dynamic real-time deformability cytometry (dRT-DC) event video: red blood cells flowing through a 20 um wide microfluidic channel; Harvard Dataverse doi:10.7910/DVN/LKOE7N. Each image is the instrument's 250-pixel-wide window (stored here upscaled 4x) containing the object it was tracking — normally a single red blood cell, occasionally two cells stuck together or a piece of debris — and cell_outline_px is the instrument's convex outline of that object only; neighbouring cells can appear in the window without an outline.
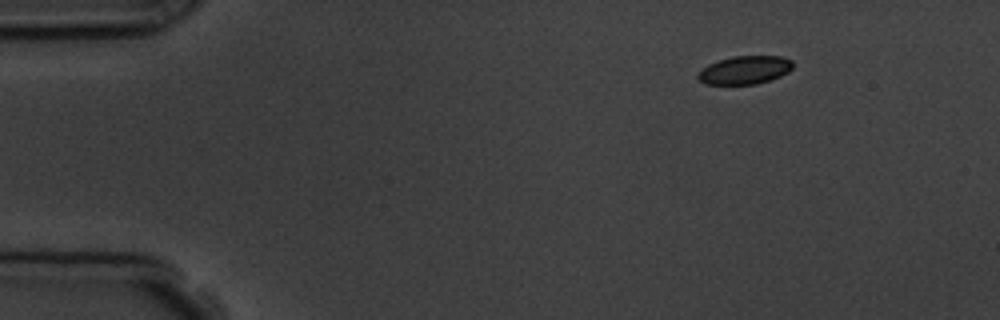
{"species": "common noctule bat (a hibernating species)", "species_latin": "Nyctalus noctula", "temperature_condition": "room temperature", "stored_images_in_passage": 4, "camera_frame_rate_fps": 3000, "um_per_image_px": 0.085, "animal": {"sex": "male", "body_mass_g": 19.5, "forearm_length_mm": 54.6}, "frame": {"image": 1, "passage_image": 1, "time_ms": 0.0, "image_size_px": [1000, 320], "cell_outline_px": [[792, 68], [788, 72], [772, 80], [756, 84], [704, 84], [696, 76], [696, 72], [708, 64], [732, 56], [780, 56], [792, 60]], "centroid_in_image_um": [63.28, 5.95], "position_along_channel_um": 21.7, "area_um2": 15.72}}
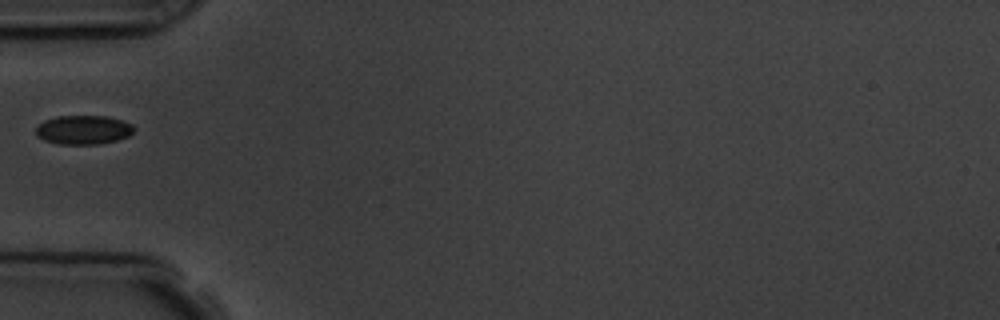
{"frame": {"image": 2, "passage_image": 4, "time_ms": 3.667, "image_size_px": [1000, 320], "cell_outline_px": [[136, 128], [128, 136], [116, 140], [100, 144], [60, 144], [44, 140], [36, 136], [36, 128], [44, 120], [56, 116], [104, 116], [124, 120], [132, 124]], "centroid_in_image_um": [7.1, 11.03], "position_along_channel_um": 77.9, "area_um2": 16.65}}